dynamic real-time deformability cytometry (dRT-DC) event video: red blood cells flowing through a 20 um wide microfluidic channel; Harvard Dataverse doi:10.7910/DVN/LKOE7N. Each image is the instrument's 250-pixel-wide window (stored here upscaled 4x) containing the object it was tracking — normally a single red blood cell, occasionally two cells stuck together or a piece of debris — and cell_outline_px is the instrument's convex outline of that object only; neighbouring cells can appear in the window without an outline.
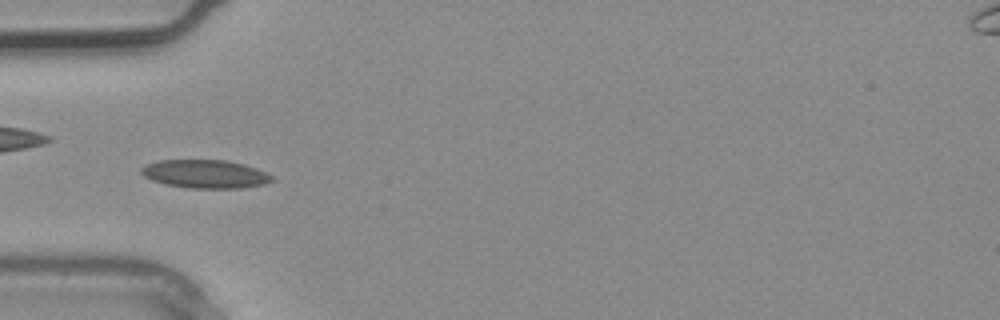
{"species": "common noctule bat (a hibernating species)", "species_latin": "Nyctalus noctula", "temperature_condition": "warm", "stored_images_in_passage": 2, "camera_frame_rate_fps": 3000, "um_per_image_px": 0.085, "animal": {"sex": "male", "body_mass_g": 20.4}, "frame": {"image": 1, "passage_image": 2, "time_ms": 0.333, "image_size_px": [1000, 320], "cell_outline_px": [[276, 180], [264, 184], [240, 188], [192, 188], [164, 184], [152, 180], [144, 176], [140, 172], [140, 168], [148, 164], [160, 160], [228, 160], [244, 164], [268, 172]], "centroid_in_image_um": [17.48, 14.79], "position_along_channel_um": 67.5, "area_um2": 21.68}}